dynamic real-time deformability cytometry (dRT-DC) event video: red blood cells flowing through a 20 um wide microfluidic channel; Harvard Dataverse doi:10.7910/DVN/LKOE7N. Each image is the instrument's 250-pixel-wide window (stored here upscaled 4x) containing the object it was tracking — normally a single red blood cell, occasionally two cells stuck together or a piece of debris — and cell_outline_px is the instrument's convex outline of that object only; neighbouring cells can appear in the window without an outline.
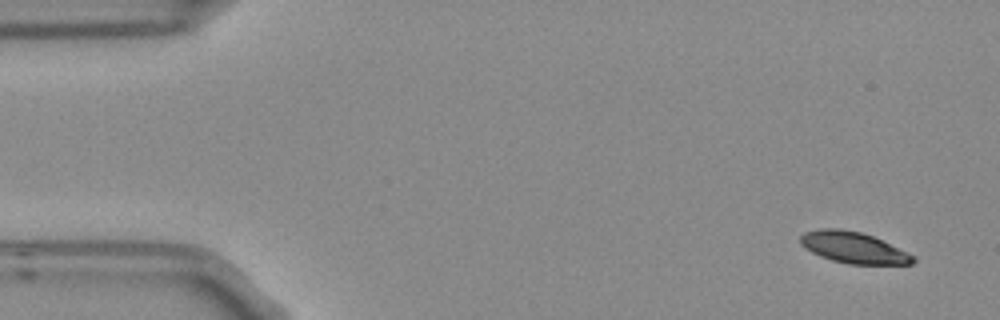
{"species": "Egyptian fruit bat (a non-hibernating species)", "species_latin": "Rousettus aegyptiacus", "temperature_condition": "room temperature", "stored_images_in_passage": 4, "camera_frame_rate_fps": 3000, "um_per_image_px": 0.085, "frame": {"image": 1, "passage_image": 1, "time_ms": 0.0, "image_size_px": [1000, 320], "cell_outline_px": [[916, 260], [912, 264], [848, 264], [832, 260], [820, 256], [804, 248], [800, 244], [800, 236], [804, 232], [820, 228], [840, 228], [860, 232], [872, 236], [908, 252], [916, 256]], "centroid_in_image_um": [72.53, 21.04], "position_along_channel_um": 12.5, "area_um2": 20.58}}